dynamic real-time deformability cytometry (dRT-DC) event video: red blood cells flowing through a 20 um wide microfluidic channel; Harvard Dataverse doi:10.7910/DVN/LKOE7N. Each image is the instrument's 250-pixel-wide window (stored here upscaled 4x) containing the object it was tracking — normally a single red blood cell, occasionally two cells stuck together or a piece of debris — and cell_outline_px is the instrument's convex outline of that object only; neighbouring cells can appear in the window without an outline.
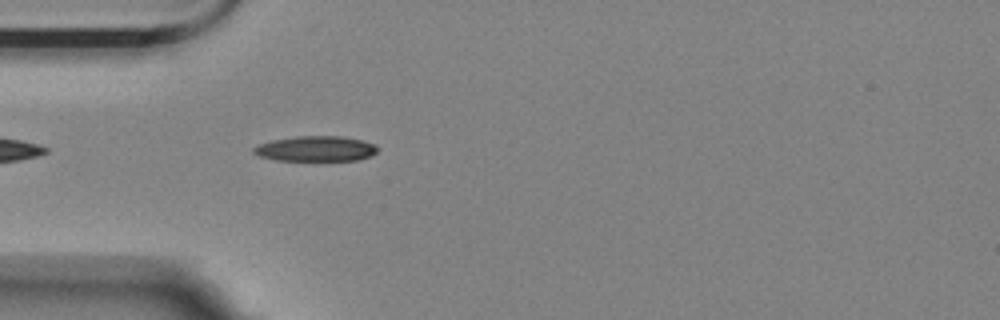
{"species": "Egyptian fruit bat (a non-hibernating species)", "species_latin": "Rousettus aegyptiacus", "temperature_condition": "room temperature", "stored_images_in_passage": 28, "camera_frame_rate_fps": 3000, "um_per_image_px": 0.085, "animal": {"sex": "female"}, "frame": {"image": 1, "passage_image": 4, "time_ms": 1.0, "image_size_px": [1000, 320], "cell_outline_px": [[380, 148], [372, 156], [356, 160], [276, 160], [260, 156], [252, 152], [252, 148], [260, 144], [272, 140], [296, 136], [344, 136], [376, 144]], "centroid_in_image_um": [26.87, 12.63], "position_along_channel_um": 58.1, "area_um2": 18.26}}
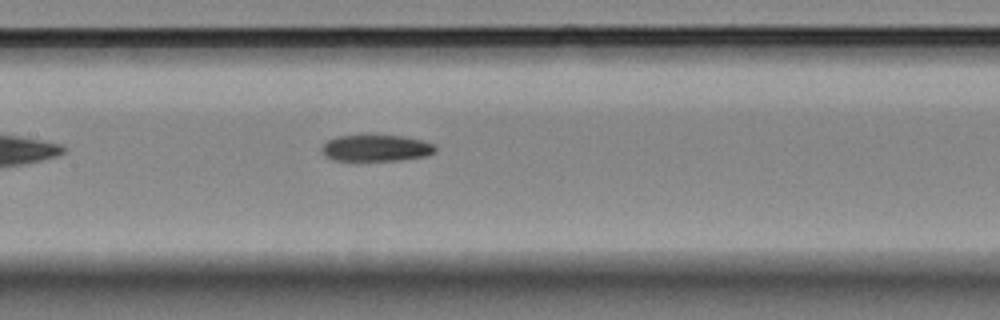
{"frame": {"image": 2, "passage_image": 14, "time_ms": 4.333, "image_size_px": [1000, 320], "cell_outline_px": [[436, 152], [428, 156], [404, 160], [332, 160], [324, 156], [320, 148], [328, 140], [336, 136], [368, 132], [400, 136], [420, 140], [432, 144], [436, 148]], "centroid_in_image_um": [31.92, 12.54], "position_along_channel_um": 175.5, "area_um2": 18.32}}
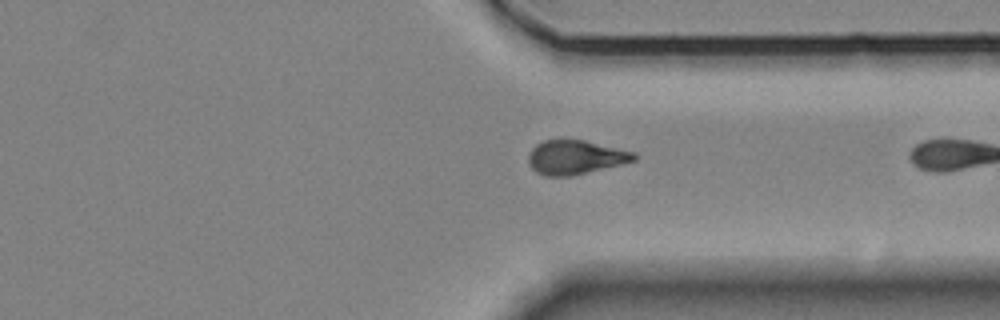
{"frame": {"image": 3, "passage_image": 27, "time_ms": 8.667, "image_size_px": [1000, 320], "cell_outline_px": [[636, 160], [620, 164], [568, 176], [544, 176], [536, 172], [528, 164], [528, 156], [532, 148], [536, 144], [544, 140], [564, 136], [584, 140], [636, 152]], "centroid_in_image_um": [48.85, 13.32], "position_along_channel_um": 362.5, "area_um2": 21.33}}